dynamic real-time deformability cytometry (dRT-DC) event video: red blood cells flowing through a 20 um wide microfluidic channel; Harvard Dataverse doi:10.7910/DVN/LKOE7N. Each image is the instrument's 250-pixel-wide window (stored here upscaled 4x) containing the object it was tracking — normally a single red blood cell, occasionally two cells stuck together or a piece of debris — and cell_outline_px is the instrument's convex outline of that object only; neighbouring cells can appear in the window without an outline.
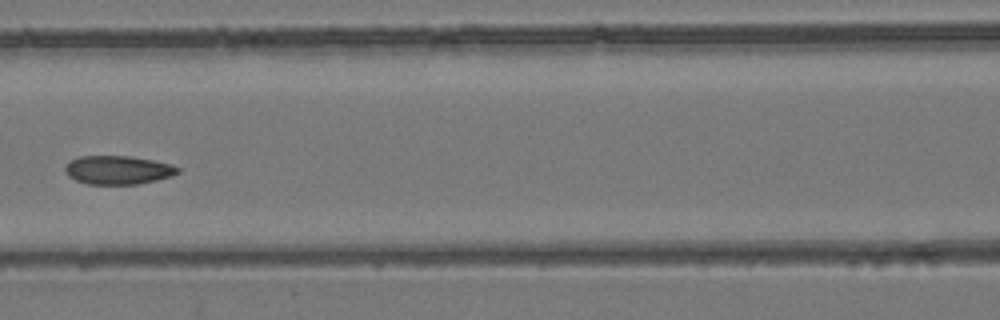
{"species": "common noctule bat (a hibernating species)", "species_latin": "Nyctalus noctula", "temperature_condition": "room temperature", "stored_images_in_passage": 6, "camera_frame_rate_fps": 3000, "um_per_image_px": 0.085, "animal": {"sex": "female", "body_mass_g": 24.6, "forearm_length_mm": 56.2}, "frame": {"image": 1, "passage_image": 5, "time_ms": 4.667, "image_size_px": [1000, 320], "cell_outline_px": [[180, 172], [172, 176], [156, 180], [136, 184], [88, 184], [76, 180], [68, 176], [64, 172], [64, 164], [68, 160], [80, 156], [128, 156], [152, 160], [172, 164], [180, 168]], "centroid_in_image_um": [9.99, 14.44], "position_along_channel_um": 156.6, "area_um2": 18.96}}
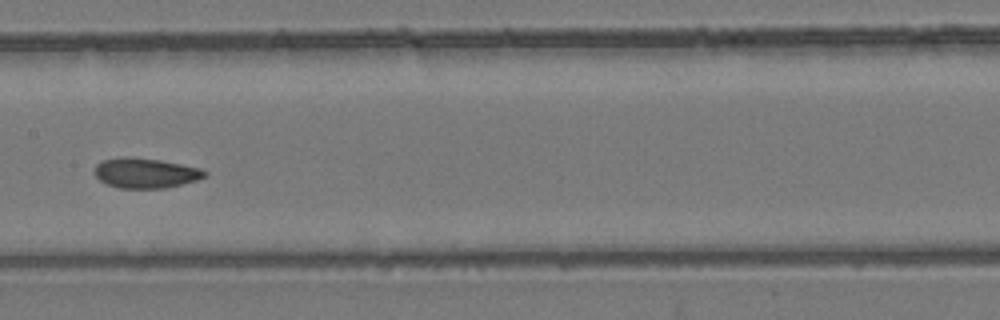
{"frame": {"image": 2, "passage_image": 6, "time_ms": 5.667, "image_size_px": [1000, 320], "cell_outline_px": [[208, 172], [204, 176], [196, 180], [164, 188], [120, 188], [104, 184], [96, 176], [96, 164], [104, 160], [124, 156], [128, 156], [160, 160], [200, 168]], "centroid_in_image_um": [12.34, 14.7], "position_along_channel_um": 195.1, "area_um2": 19.07}}